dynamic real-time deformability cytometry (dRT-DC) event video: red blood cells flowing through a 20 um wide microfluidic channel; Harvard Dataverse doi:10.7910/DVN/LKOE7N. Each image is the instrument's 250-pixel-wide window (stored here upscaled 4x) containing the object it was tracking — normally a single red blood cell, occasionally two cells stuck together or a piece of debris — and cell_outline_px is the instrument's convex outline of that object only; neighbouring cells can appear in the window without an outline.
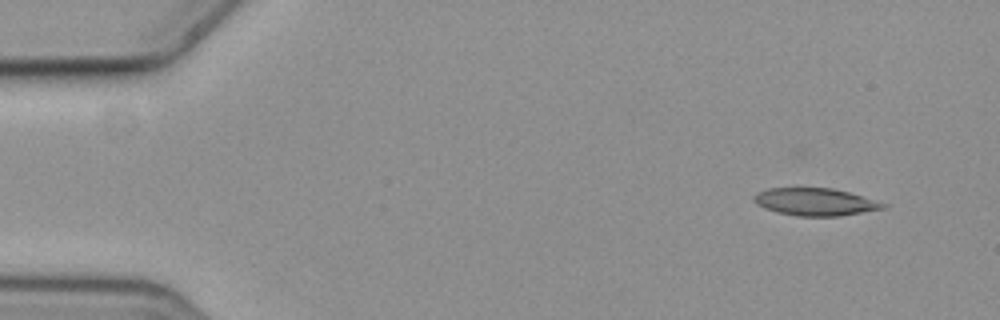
{"species": "common noctule bat (a hibernating species)", "species_latin": "Nyctalus noctula", "temperature_condition": "cold", "stored_images_in_passage": 54, "camera_frame_rate_fps": 3000, "um_per_image_px": 0.085, "animal": {"sex": "female", "body_mass_g": 19.3, "forearm_length_mm": 54.1}, "frame": {"image": 1, "passage_image": 1, "time_ms": 0.0, "image_size_px": [1000, 320], "cell_outline_px": [[888, 204], [884, 208], [840, 216], [800, 216], [776, 212], [764, 208], [756, 204], [752, 200], [752, 196], [756, 192], [768, 188], [832, 188], [848, 192]], "centroid_in_image_um": [69.23, 17.15], "position_along_channel_um": 15.8, "area_um2": 20.63}}
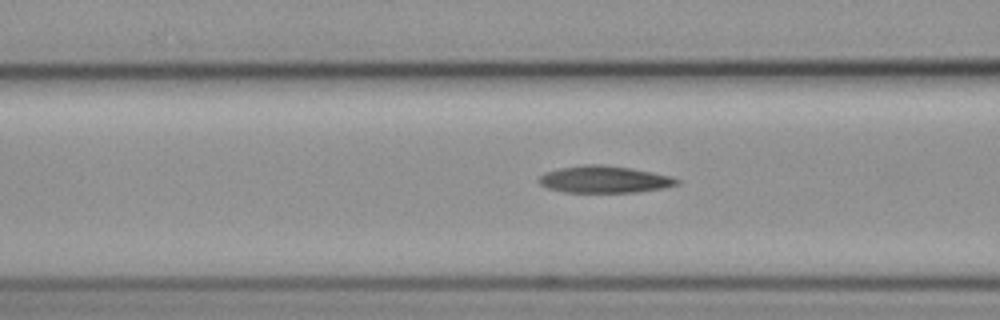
{"frame": {"image": 2, "passage_image": 19, "time_ms": 6.0, "image_size_px": [1000, 320], "cell_outline_px": [[680, 184], [664, 188], [636, 192], [564, 192], [548, 188], [540, 184], [536, 180], [544, 172], [560, 168], [584, 164], [604, 164], [632, 168], [672, 176], [680, 180]], "centroid_in_image_um": [51.38, 15.24], "position_along_channel_um": 115.2, "area_um2": 21.91}}
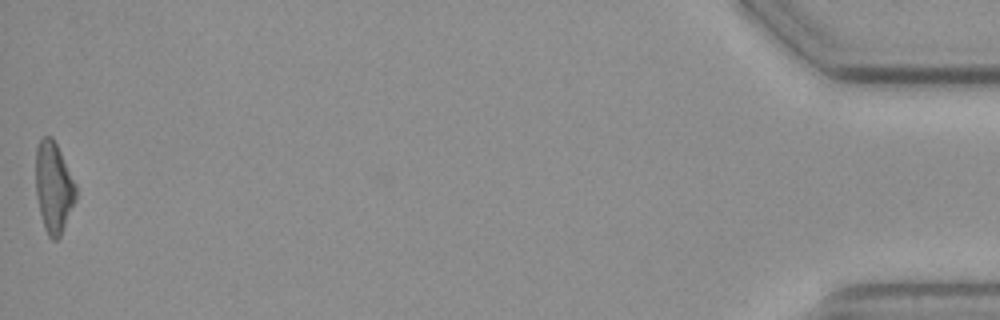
{"frame": {"image": 3, "passage_image": 54, "time_ms": 17.667, "image_size_px": [1000, 320], "cell_outline_px": [[76, 200], [60, 236], [56, 240], [52, 240], [48, 236], [44, 228], [36, 196], [36, 148], [40, 140], [44, 136], [52, 136], [76, 184]], "centroid_in_image_um": [4.55, 15.94], "position_along_channel_um": 430.6, "area_um2": 21.1}, "authors_computed_cell_mechanics": {"area_um2": 21.2126, "velocity_mm_per_s": 3.593, "shape_relaxation_time_tau1_ms": 3.3897, "shape_relaxation_time_tau2_ms": 4.9168, "deformation_change_tau1": 0.1464, "deformation_change_tau2": 0.1461}}